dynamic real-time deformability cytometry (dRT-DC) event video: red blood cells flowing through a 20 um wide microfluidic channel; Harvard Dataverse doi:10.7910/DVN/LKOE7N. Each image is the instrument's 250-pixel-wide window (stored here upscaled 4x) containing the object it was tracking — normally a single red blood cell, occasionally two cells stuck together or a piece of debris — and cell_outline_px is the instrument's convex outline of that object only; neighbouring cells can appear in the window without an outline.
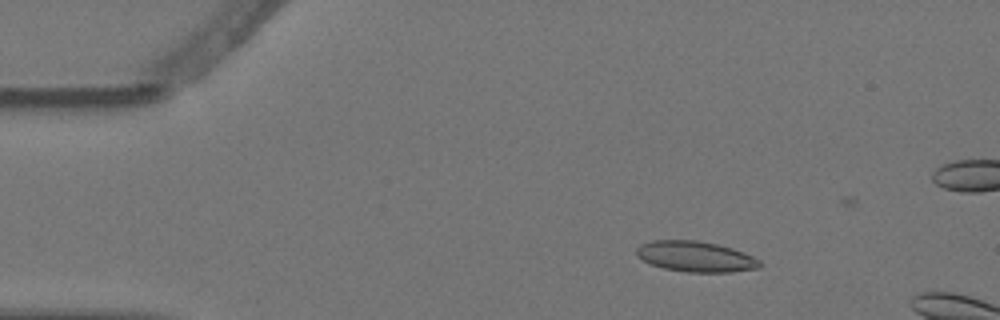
{"species": "Egyptian fruit bat (a non-hibernating species)", "species_latin": "Rousettus aegyptiacus", "temperature_condition": "warm", "stored_images_in_passage": 5, "camera_frame_rate_fps": 3000, "um_per_image_px": 0.085, "animal": {"sex": "female"}, "frame": {"image": 1, "passage_image": 3, "time_ms": 0.667, "image_size_px": [1000, 320], "cell_outline_px": [[760, 268], [732, 272], [688, 272], [664, 268], [652, 264], [636, 256], [636, 248], [640, 244], [652, 240], [696, 240], [716, 244], [732, 248], [744, 252], [760, 260]], "centroid_in_image_um": [59.12, 21.8], "position_along_channel_um": 25.9, "area_um2": 21.96}}